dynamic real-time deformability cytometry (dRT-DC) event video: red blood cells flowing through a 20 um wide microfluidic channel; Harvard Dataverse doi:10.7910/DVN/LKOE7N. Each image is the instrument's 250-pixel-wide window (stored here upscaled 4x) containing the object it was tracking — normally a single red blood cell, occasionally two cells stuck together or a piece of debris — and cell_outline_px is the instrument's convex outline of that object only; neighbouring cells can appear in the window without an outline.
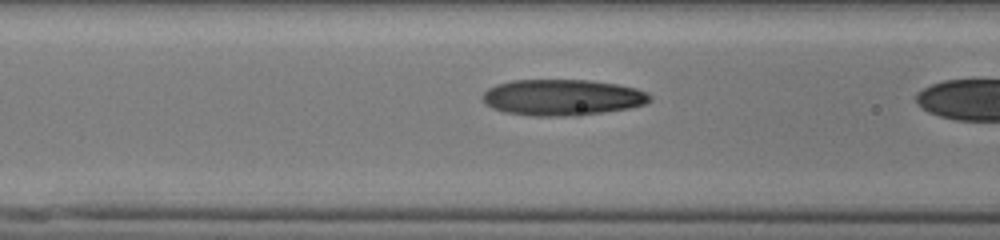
{"species": "human", "species_latin": "Homo sapiens", "temperature_condition": "cold", "stored_images_in_passage": 22, "camera_frame_rate_fps": 3000, "um_per_image_px": 0.085, "donor": {"sex": "male"}, "frame": {"image": 1, "passage_image": 20, "time_ms": 6.333, "image_size_px": [1000, 240], "cell_outline_px": [[652, 100], [644, 104], [628, 108], [580, 116], [532, 116], [504, 112], [492, 108], [484, 104], [480, 96], [488, 88], [496, 84], [512, 80], [588, 80], [616, 84], [636, 88], [648, 92], [652, 96]], "centroid_in_image_um": [47.77, 8.28], "position_along_channel_um": 118.8, "area_um2": 35.6}}